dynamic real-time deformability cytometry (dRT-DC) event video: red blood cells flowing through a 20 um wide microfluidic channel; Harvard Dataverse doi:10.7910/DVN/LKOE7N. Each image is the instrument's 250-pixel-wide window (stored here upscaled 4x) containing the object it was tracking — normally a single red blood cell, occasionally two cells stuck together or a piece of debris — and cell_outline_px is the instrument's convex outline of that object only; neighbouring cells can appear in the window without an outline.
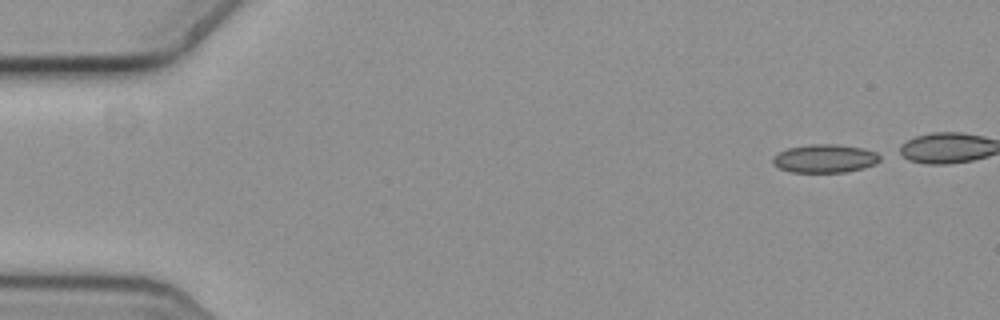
{"species": "common noctule bat (a hibernating species)", "species_latin": "Nyctalus noctula", "temperature_condition": "cold", "stored_images_in_passage": 43, "camera_frame_rate_fps": 3000, "um_per_image_px": 0.085, "animal": {"sex": "female", "body_mass_g": 19.3, "forearm_length_mm": 54.1}, "frame": {"image": 1, "passage_image": 1, "time_ms": 0.0, "image_size_px": [1000, 320], "cell_outline_px": [[880, 160], [876, 164], [864, 168], [844, 172], [792, 172], [780, 168], [772, 164], [772, 156], [788, 148], [812, 144], [836, 144], [864, 148], [876, 152], [880, 156]], "centroid_in_image_um": [70.12, 13.47], "position_along_channel_um": 14.9, "area_um2": 17.74}}
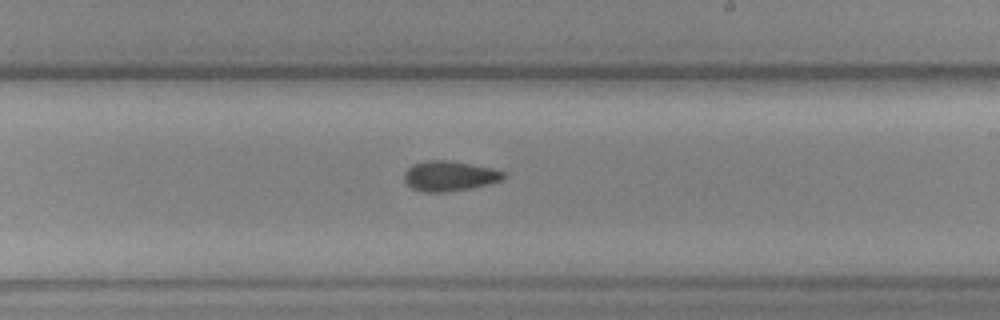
{"frame": {"image": 2, "passage_image": 30, "time_ms": 9.667, "image_size_px": [1000, 320], "cell_outline_px": [[504, 176], [500, 180], [488, 184], [472, 188], [444, 192], [420, 192], [412, 188], [404, 180], [404, 172], [412, 164], [428, 160], [452, 160], [492, 168], [504, 172]], "centroid_in_image_um": [38.16, 14.95], "position_along_channel_um": 250.8, "area_um2": 17.46}}
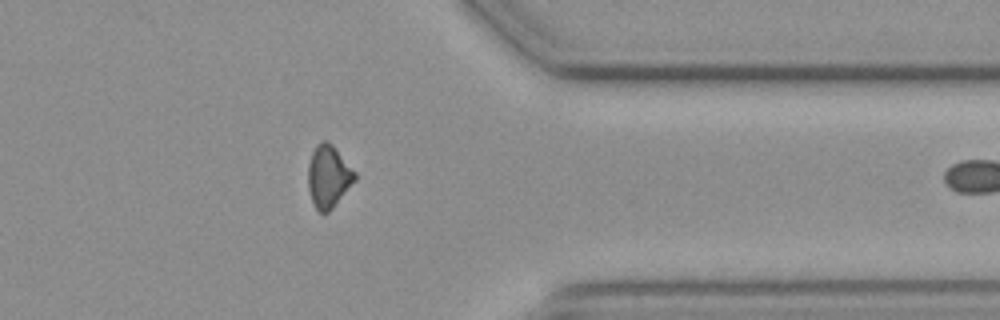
{"frame": {"image": 3, "passage_image": 42, "time_ms": 13.667, "image_size_px": [1000, 320], "cell_outline_px": [[356, 180], [332, 208], [328, 212], [320, 212], [312, 204], [308, 188], [308, 164], [312, 152], [316, 144], [320, 140], [328, 140], [336, 148], [356, 172]], "centroid_in_image_um": [27.91, 14.97], "position_along_channel_um": 383.5, "area_um2": 17.17}}